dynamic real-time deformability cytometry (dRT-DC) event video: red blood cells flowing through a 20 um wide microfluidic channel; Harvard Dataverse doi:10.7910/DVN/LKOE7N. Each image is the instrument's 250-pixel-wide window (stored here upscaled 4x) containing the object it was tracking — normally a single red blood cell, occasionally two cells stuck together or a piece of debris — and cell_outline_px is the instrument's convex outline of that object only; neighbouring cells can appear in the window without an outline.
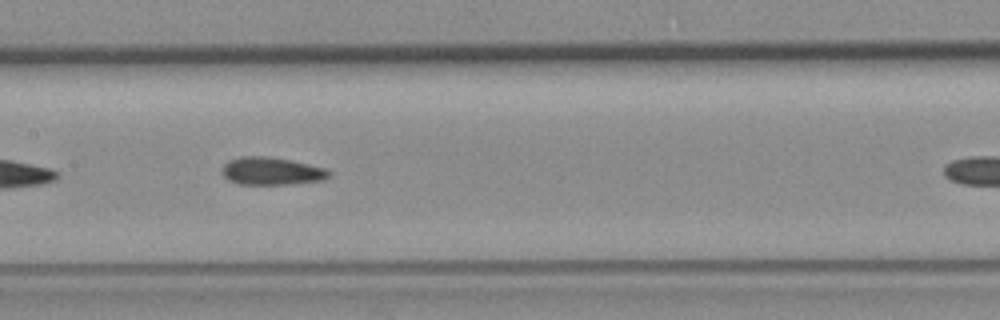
{"species": "common noctule bat (a hibernating species)", "species_latin": "Nyctalus noctula", "temperature_condition": "room temperature", "stored_images_in_passage": 13, "camera_frame_rate_fps": 3000, "um_per_image_px": 0.085, "animal": {"sex": "female", "body_mass_g": 19.3, "forearm_length_mm": 54.1}, "frame": {"image": 1, "passage_image": 10, "time_ms": 3.0, "image_size_px": [1000, 320], "cell_outline_px": [[332, 172], [324, 180], [288, 184], [240, 184], [228, 180], [224, 176], [224, 164], [228, 160], [240, 156], [268, 156], [308, 164], [324, 168]], "centroid_in_image_um": [23.07, 14.54], "position_along_channel_um": 184.3, "area_um2": 17.05}}